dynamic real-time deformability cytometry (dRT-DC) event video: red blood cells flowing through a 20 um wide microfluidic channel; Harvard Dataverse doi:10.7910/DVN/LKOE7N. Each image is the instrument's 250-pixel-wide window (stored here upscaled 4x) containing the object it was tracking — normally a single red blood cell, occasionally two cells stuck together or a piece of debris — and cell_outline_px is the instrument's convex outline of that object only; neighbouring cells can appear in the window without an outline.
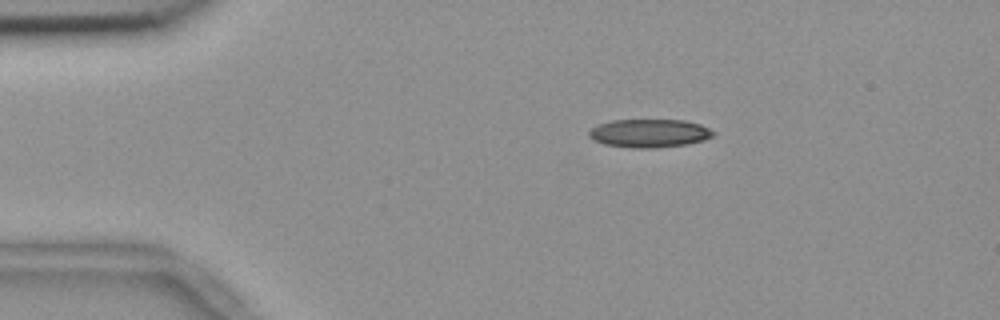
{"species": "common noctule bat (a hibernating species)", "species_latin": "Nyctalus noctula", "temperature_condition": "room temperature", "stored_images_in_passage": 46, "camera_frame_rate_fps": 3000, "um_per_image_px": 0.085, "animal": {"sex": "female", "body_mass_g": 18.4}, "frame": {"image": 1, "passage_image": 1, "time_ms": 0.0, "image_size_px": [1000, 320], "cell_outline_px": [[716, 132], [712, 136], [704, 140], [684, 144], [656, 148], [632, 148], [604, 144], [592, 140], [588, 136], [588, 132], [596, 124], [612, 120], [684, 120], [700, 124]], "centroid_in_image_um": [55.15, 11.32], "position_along_channel_um": 29.8, "area_um2": 20.58}}
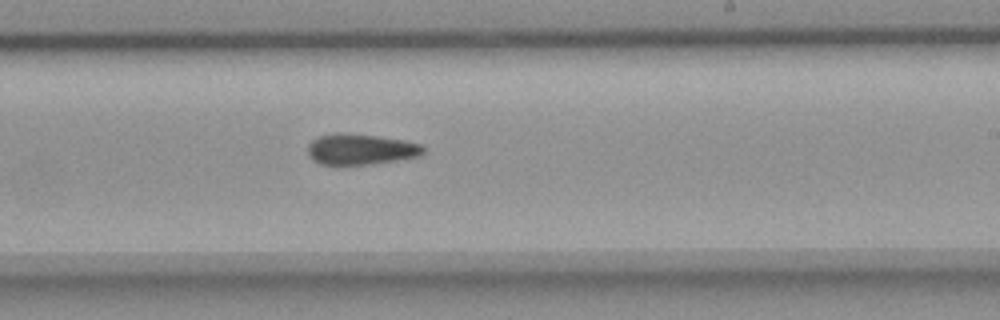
{"frame": {"image": 2, "passage_image": 24, "time_ms": 7.667, "image_size_px": [1000, 320], "cell_outline_px": [[424, 152], [420, 156], [372, 164], [340, 168], [320, 164], [312, 160], [308, 156], [308, 144], [312, 140], [320, 136], [336, 132], [344, 132], [376, 136], [404, 140], [420, 144], [424, 148]], "centroid_in_image_um": [30.58, 12.73], "position_along_channel_um": 258.4, "area_um2": 21.5}}
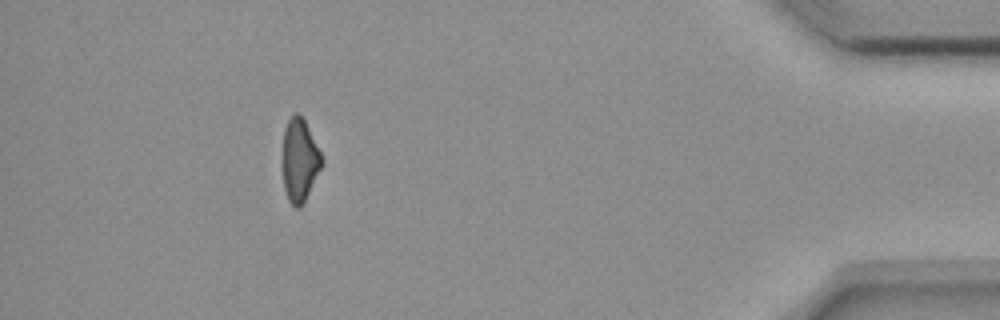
{"frame": {"image": 3, "passage_image": 41, "time_ms": 13.333, "image_size_px": [1000, 320], "cell_outline_px": [[324, 160], [304, 204], [300, 208], [296, 208], [288, 200], [284, 188], [280, 160], [284, 128], [288, 120], [296, 112], [300, 112]], "centroid_in_image_um": [25.42, 13.63], "position_along_channel_um": 409.8, "area_um2": 19.42}, "authors_computed_cell_mechanics": {"area_um2": 20.8369, "velocity_mm_per_s": 3.6673, "shape_relaxation_time_tau1_ms": null, "shape_relaxation_time_tau2_ms": 8.7363, "deformation_change_tau1": null, "deformation_change_tau2": 0.1861}}